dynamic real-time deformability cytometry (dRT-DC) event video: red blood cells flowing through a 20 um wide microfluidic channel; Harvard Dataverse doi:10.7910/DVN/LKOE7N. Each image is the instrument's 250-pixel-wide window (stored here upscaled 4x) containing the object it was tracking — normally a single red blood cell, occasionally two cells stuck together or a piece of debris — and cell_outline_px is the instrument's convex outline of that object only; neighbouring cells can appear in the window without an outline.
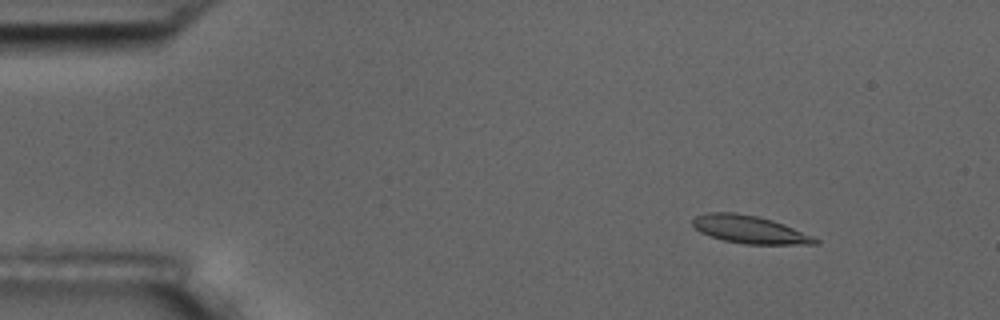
{"species": "common noctule bat (a hibernating species)", "species_latin": "Nyctalus noctula", "temperature_condition": "room temperature", "stored_images_in_passage": 4, "camera_frame_rate_fps": 3000, "um_per_image_px": 0.085, "animal": {"sex": "male", "body_mass_g": 17.5, "forearm_length_mm": 52.3}, "frame": {"image": 1, "passage_image": 2, "time_ms": 1.333, "image_size_px": [1000, 320], "cell_outline_px": [[820, 244], [744, 244], [724, 240], [700, 232], [692, 224], [692, 220], [696, 216], [708, 212], [736, 212], [756, 216], [772, 220], [784, 224], [812, 236], [820, 240]], "centroid_in_image_um": [63.72, 19.5], "position_along_channel_um": 21.3, "area_um2": 19.65}}